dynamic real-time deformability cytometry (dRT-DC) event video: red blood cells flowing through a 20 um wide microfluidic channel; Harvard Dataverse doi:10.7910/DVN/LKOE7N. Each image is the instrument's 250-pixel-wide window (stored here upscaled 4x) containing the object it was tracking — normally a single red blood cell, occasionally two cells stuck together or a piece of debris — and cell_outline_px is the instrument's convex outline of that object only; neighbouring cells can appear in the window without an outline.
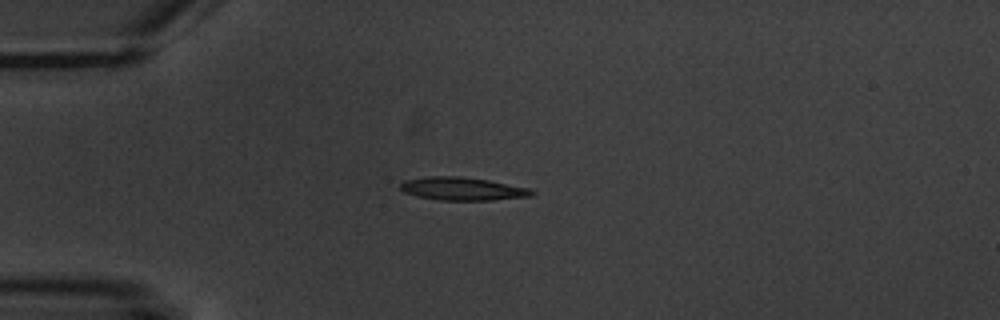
{"species": "common noctule bat (a hibernating species)", "species_latin": "Nyctalus noctula", "temperature_condition": "warm", "stored_images_in_passage": 12, "camera_frame_rate_fps": 3000, "um_per_image_px": 0.085, "animal": {"sex": "male", "body_mass_g": 20.1, "forearm_length_mm": 53.5}, "frame": {"image": 1, "passage_image": 1, "time_ms": 0.0, "image_size_px": [1000, 320], "cell_outline_px": [[536, 192], [532, 196], [492, 200], [440, 200], [416, 196], [404, 192], [400, 188], [400, 184], [404, 180], [428, 176], [460, 176], [488, 180], [528, 188]], "centroid_in_image_um": [39.29, 16.04], "position_along_channel_um": 45.7, "area_um2": 17.63}}
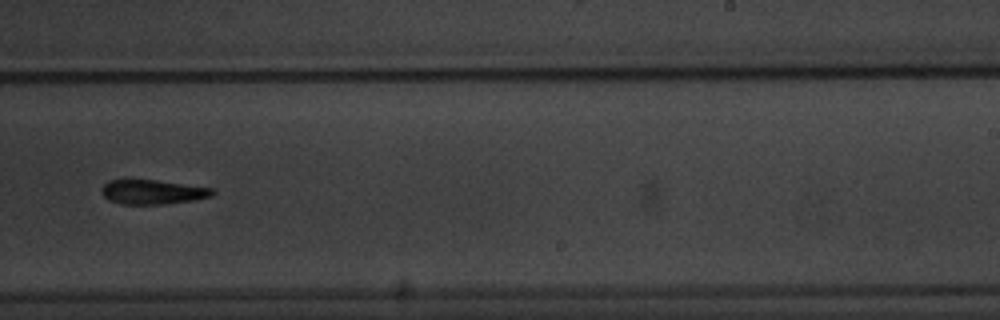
{"frame": {"image": 2, "passage_image": 7, "time_ms": 7.0, "image_size_px": [1000, 320], "cell_outline_px": [[216, 192], [212, 196], [196, 200], [164, 204], [120, 204], [108, 200], [100, 192], [100, 188], [108, 180], [124, 176], [156, 180], [212, 188]], "centroid_in_image_um": [12.87, 16.28], "position_along_channel_um": 276.1, "area_um2": 16.59}}
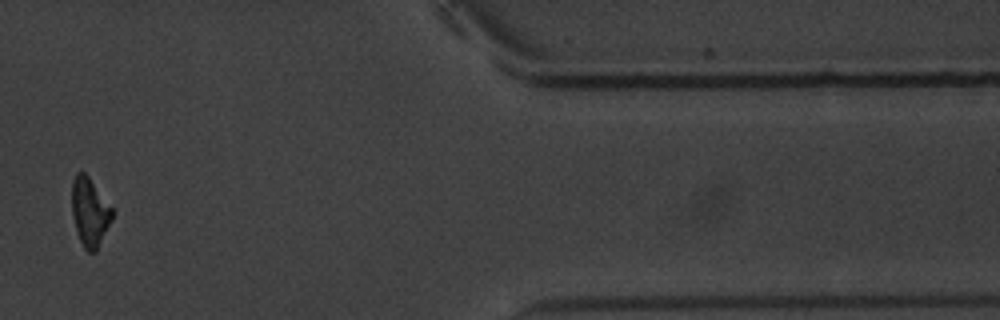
{"frame": {"image": 3, "passage_image": 10, "time_ms": 11.667, "image_size_px": [1000, 320], "cell_outline_px": [[112, 220], [96, 252], [88, 252], [84, 248], [76, 232], [72, 216], [72, 180], [76, 172], [84, 172], [88, 176], [112, 208]], "centroid_in_image_um": [7.61, 18.04], "position_along_channel_um": 403.8, "area_um2": 16.07}, "authors_computed_cell_mechanics": {"area_um2": 16.2996, "velocity_mm_per_s": 3.5872, "shape_relaxation_time_tau1_ms": 2.8537, "shape_relaxation_time_tau2_ms": 2.4464, "deformation_change_tau1": 0.1388, "deformation_change_tau2": 0.1002}}